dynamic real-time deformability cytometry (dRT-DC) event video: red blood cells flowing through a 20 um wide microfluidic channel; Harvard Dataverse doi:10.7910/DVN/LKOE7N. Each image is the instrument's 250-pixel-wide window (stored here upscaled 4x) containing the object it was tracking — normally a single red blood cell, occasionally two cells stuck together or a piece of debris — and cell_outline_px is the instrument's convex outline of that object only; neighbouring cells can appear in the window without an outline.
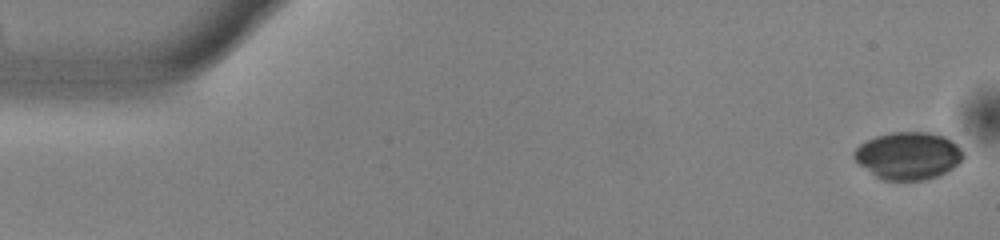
{"species": "common noctule bat (a hibernating species)", "species_latin": "Nyctalus noctula", "temperature_condition": "warm", "stored_images_in_passage": 48, "camera_frame_rate_fps": 3000, "um_per_image_px": 0.085, "animal": {"sex": "male", "body_mass_g": 13.0, "forearm_length_mm": 53.1}, "frame": {"image": 1, "passage_image": 1, "time_ms": 0.0, "image_size_px": [1000, 240], "cell_outline_px": [[964, 156], [952, 168], [936, 176], [924, 180], [884, 180], [876, 176], [860, 164], [852, 156], [852, 152], [860, 144], [876, 136], [892, 132], [932, 132], [944, 136], [956, 144], [960, 148]], "centroid_in_image_um": [77.18, 13.22], "position_along_channel_um": 7.8, "area_um2": 29.82}}
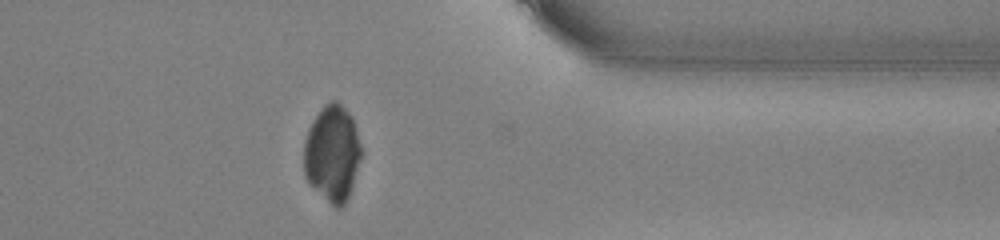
{"frame": {"image": 2, "passage_image": 42, "time_ms": 13.667, "image_size_px": [1000, 240], "cell_outline_px": [[364, 152], [348, 196], [344, 204], [340, 208], [336, 208], [308, 184], [304, 176], [304, 140], [308, 128], [320, 108], [324, 104], [332, 100], [336, 100], [352, 116]], "centroid_in_image_um": [28.25, 13.02], "position_along_channel_um": 383.2, "area_um2": 32.66}}